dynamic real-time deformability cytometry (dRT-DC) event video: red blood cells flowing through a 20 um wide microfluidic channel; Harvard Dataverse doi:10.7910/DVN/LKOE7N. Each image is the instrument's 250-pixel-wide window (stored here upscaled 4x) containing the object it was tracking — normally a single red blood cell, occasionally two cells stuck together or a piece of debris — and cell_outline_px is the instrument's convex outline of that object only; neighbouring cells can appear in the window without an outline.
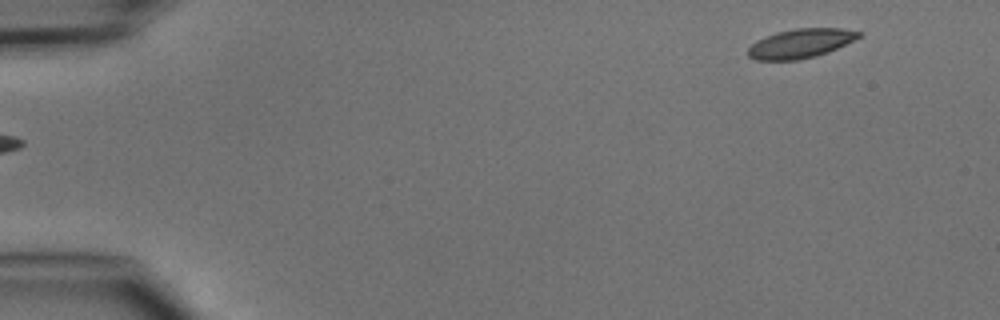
{"species": "common noctule bat (a hibernating species)", "species_latin": "Nyctalus noctula", "temperature_condition": "cold", "stored_images_in_passage": 4, "camera_frame_rate_fps": 3000, "um_per_image_px": 0.085, "animal": {"sex": "male", "body_mass_g": 15.6}, "frame": {"image": 1, "passage_image": 1, "time_ms": 0.0, "image_size_px": [1000, 320], "cell_outline_px": [[864, 32], [860, 36], [828, 52], [816, 56], [796, 60], [756, 60], [748, 56], [748, 48], [756, 40], [764, 36], [776, 32], [796, 28], [840, 28]], "centroid_in_image_um": [68.01, 3.68], "position_along_channel_um": 17.0, "area_um2": 18.79}}
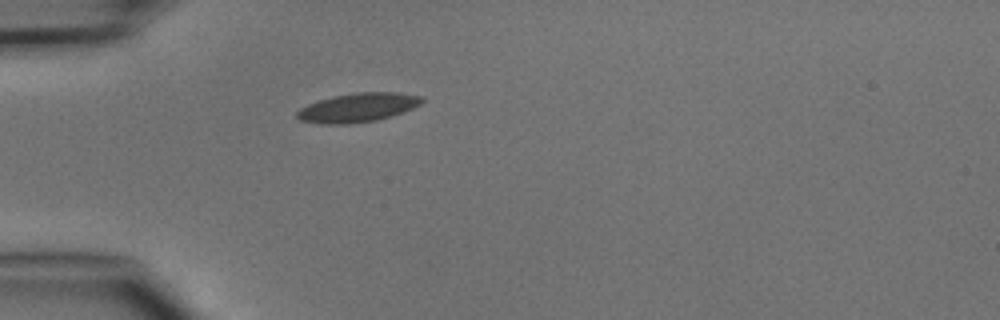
{"frame": {"image": 2, "passage_image": 4, "time_ms": 3.333, "image_size_px": [1000, 320], "cell_outline_px": [[424, 100], [420, 104], [404, 112], [376, 120], [348, 124], [324, 124], [300, 120], [296, 116], [296, 112], [300, 108], [308, 104], [332, 96], [356, 92], [396, 92], [424, 96]], "centroid_in_image_um": [30.43, 9.13], "position_along_channel_um": 54.6, "area_um2": 21.1}}